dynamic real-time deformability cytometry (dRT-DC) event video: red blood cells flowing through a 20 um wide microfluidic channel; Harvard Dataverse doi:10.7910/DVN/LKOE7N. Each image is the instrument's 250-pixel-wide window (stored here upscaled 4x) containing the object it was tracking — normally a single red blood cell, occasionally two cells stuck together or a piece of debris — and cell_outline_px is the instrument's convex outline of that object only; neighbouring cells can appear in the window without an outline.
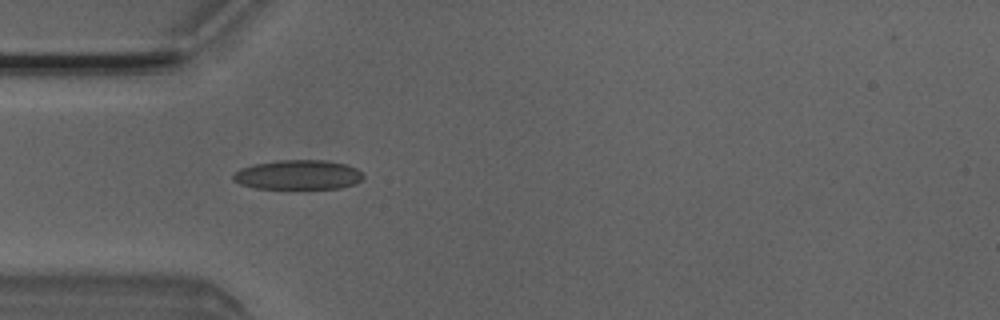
{"species": "Egyptian fruit bat (a non-hibernating species)", "species_latin": "Rousettus aegyptiacus", "temperature_condition": "room temperature", "stored_images_in_passage": 7, "camera_frame_rate_fps": 3000, "um_per_image_px": 0.085, "animal": {"sex": "male"}, "frame": {"image": 1, "passage_image": 4, "time_ms": 1.0, "image_size_px": [1000, 320], "cell_outline_px": [[364, 176], [356, 184], [340, 188], [256, 188], [240, 184], [232, 180], [232, 176], [240, 168], [252, 164], [276, 160], [324, 160], [344, 164], [356, 168], [364, 172]], "centroid_in_image_um": [25.34, 14.85], "position_along_channel_um": 59.7, "area_um2": 22.48}}